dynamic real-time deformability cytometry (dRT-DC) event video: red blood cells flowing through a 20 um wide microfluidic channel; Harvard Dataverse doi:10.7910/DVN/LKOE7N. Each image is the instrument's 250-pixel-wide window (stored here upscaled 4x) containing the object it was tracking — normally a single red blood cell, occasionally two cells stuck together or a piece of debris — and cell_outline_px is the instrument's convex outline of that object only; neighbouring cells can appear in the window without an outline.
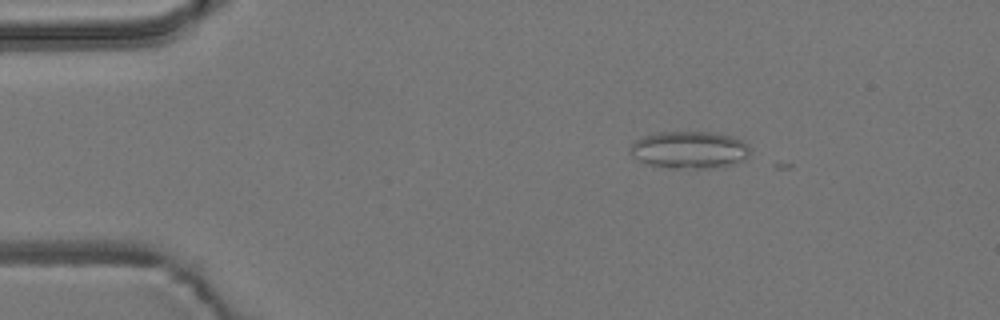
{"species": "common noctule bat (a hibernating species)", "species_latin": "Nyctalus noctula", "temperature_condition": "room temperature", "stored_images_in_passage": 2, "camera_frame_rate_fps": 3000, "um_per_image_px": 0.085, "animal": {"sex": "male", "body_mass_g": 19.2, "forearm_length_mm": 51.8}, "frame": {"image": 1, "passage_image": 1, "time_ms": 0.0, "image_size_px": [1000, 320], "cell_outline_px": [[748, 156], [732, 164], [708, 168], [668, 168], [648, 164], [632, 156], [632, 144], [636, 140], [644, 136], [660, 132], [708, 132], [732, 136], [748, 144]], "centroid_in_image_um": [58.59, 12.73], "position_along_channel_um": 26.4, "area_um2": 25.55}}